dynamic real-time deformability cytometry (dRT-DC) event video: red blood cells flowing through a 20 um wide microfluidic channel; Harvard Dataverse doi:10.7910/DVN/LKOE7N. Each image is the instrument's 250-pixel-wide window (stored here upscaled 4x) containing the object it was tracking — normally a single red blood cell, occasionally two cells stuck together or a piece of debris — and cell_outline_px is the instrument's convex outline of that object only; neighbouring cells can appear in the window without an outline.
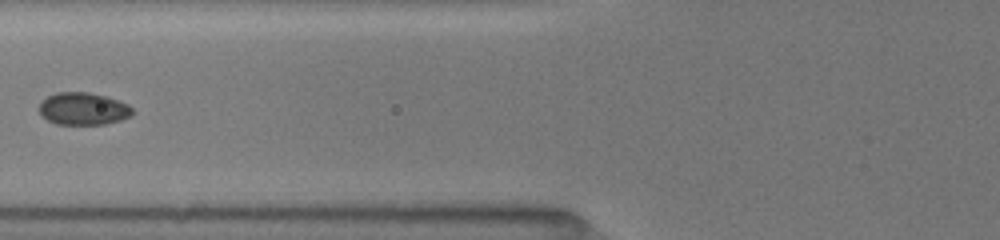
{"species": "common noctule bat (a hibernating species)", "species_latin": "Nyctalus noctula", "temperature_condition": "room temperature", "stored_images_in_passage": 16, "segment_of_instrument_passage": [2, 2], "camera_frame_rate_fps": 3000, "um_per_image_px": 0.085, "animal": {"sex": "female", "body_mass_g": 19.5, "forearm_length_mm": 54.1}, "frame": {"image": 1, "passage_image": 13, "time_ms": 7.333, "image_size_px": [1000, 240], "cell_outline_px": [[132, 116], [120, 120], [104, 124], [56, 124], [48, 120], [40, 112], [40, 104], [48, 96], [56, 92], [88, 92], [104, 96], [128, 104], [132, 108]], "centroid_in_image_um": [7.09, 9.24], "position_along_channel_um": 118.7, "area_um2": 17.34}}
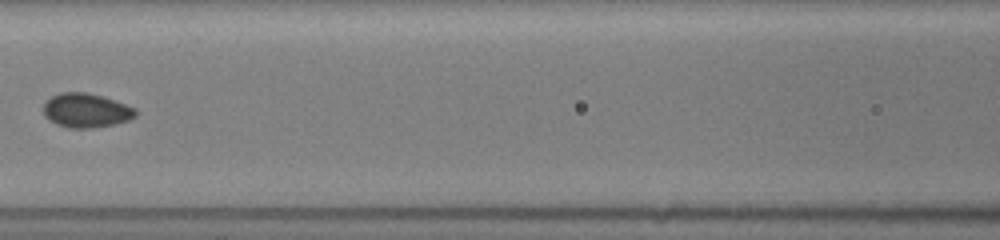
{"frame": {"image": 2, "passage_image": 14, "time_ms": 8.333, "image_size_px": [1000, 240], "cell_outline_px": [[136, 116], [128, 120], [112, 124], [92, 128], [68, 128], [56, 124], [48, 120], [44, 116], [44, 104], [52, 96], [60, 92], [88, 92], [104, 96], [136, 108]], "centroid_in_image_um": [7.31, 9.38], "position_along_channel_um": 159.3, "area_um2": 18.44}}
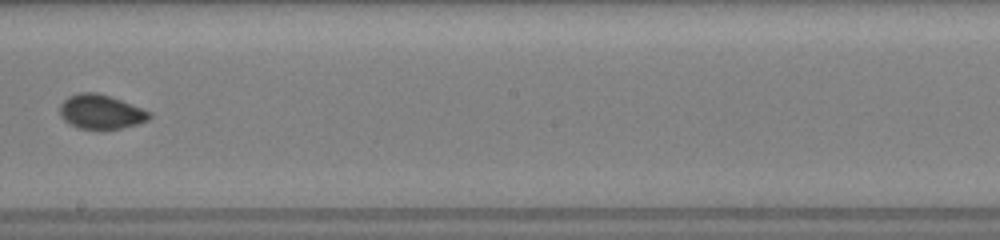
{"frame": {"image": 3, "passage_image": 16, "time_ms": 10.333, "image_size_px": [1000, 240], "cell_outline_px": [[152, 116], [148, 120], [136, 124], [120, 128], [76, 128], [68, 124], [60, 116], [60, 104], [68, 96], [80, 92], [96, 92], [112, 96], [152, 112]], "centroid_in_image_um": [8.57, 9.48], "position_along_channel_um": 239.6, "area_um2": 17.98}}